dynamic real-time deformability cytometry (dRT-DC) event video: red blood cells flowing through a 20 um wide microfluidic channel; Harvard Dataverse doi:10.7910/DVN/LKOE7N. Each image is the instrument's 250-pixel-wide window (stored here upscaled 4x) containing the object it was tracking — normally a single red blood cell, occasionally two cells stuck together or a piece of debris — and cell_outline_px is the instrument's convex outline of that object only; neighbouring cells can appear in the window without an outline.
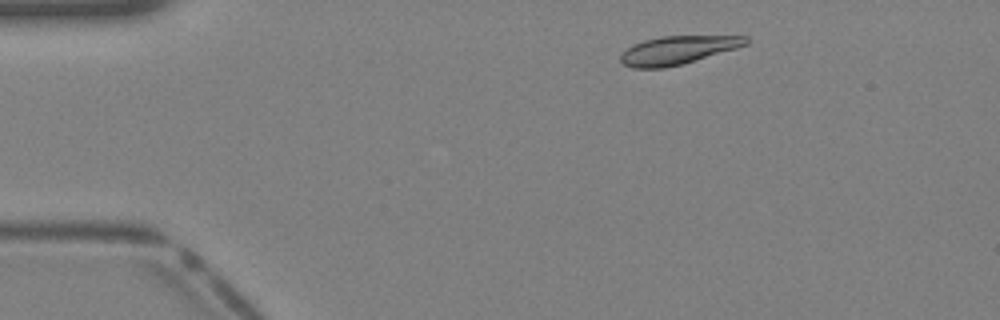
{"species": "Egyptian fruit bat (a non-hibernating species)", "species_latin": "Rousettus aegyptiacus", "temperature_condition": "warm", "stored_images_in_passage": 37, "camera_frame_rate_fps": 3000, "um_per_image_px": 0.085, "animal": {"sex": "female"}, "frame": {"image": 1, "passage_image": 4, "time_ms": 1.0, "image_size_px": [1000, 320], "cell_outline_px": [[748, 44], [736, 48], [680, 64], [664, 68], [632, 68], [624, 64], [620, 60], [620, 52], [632, 44], [644, 40], [660, 36], [748, 36]], "centroid_in_image_um": [57.54, 4.25], "position_along_channel_um": 27.5, "area_um2": 20.52}}
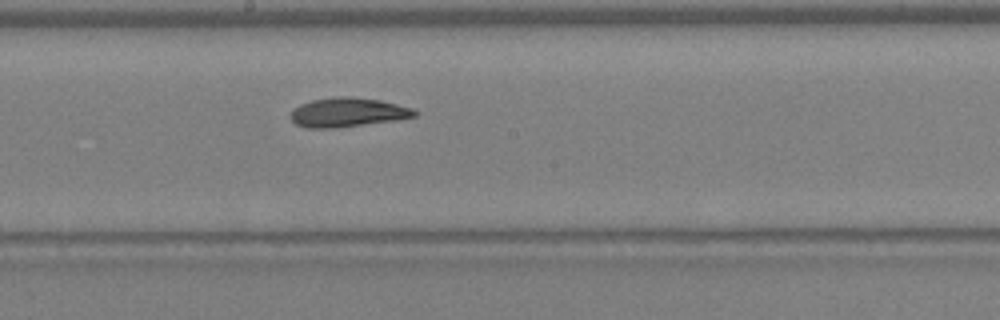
{"frame": {"image": 2, "passage_image": 19, "time_ms": 6.0, "image_size_px": [1000, 320], "cell_outline_px": [[416, 116], [396, 120], [336, 128], [308, 128], [296, 124], [288, 116], [292, 108], [300, 104], [312, 100], [340, 96], [352, 96], [380, 100], [412, 108], [416, 112]], "centroid_in_image_um": [29.5, 9.55], "position_along_channel_um": 218.7, "area_um2": 21.15}}
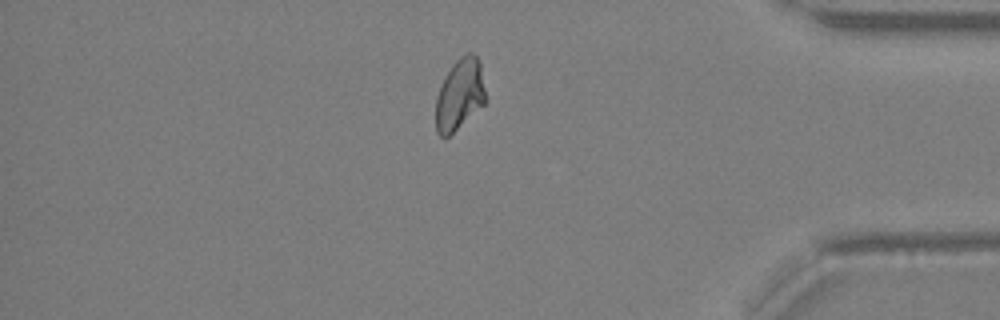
{"frame": {"image": 3, "passage_image": 31, "time_ms": 10.0, "image_size_px": [1000, 320], "cell_outline_px": [[484, 104], [448, 136], [440, 136], [436, 132], [436, 96], [444, 76], [452, 64], [460, 56], [468, 52], [472, 52], [480, 60], [484, 88]], "centroid_in_image_um": [39.05, 7.99], "position_along_channel_um": 396.1, "area_um2": 20.46}}